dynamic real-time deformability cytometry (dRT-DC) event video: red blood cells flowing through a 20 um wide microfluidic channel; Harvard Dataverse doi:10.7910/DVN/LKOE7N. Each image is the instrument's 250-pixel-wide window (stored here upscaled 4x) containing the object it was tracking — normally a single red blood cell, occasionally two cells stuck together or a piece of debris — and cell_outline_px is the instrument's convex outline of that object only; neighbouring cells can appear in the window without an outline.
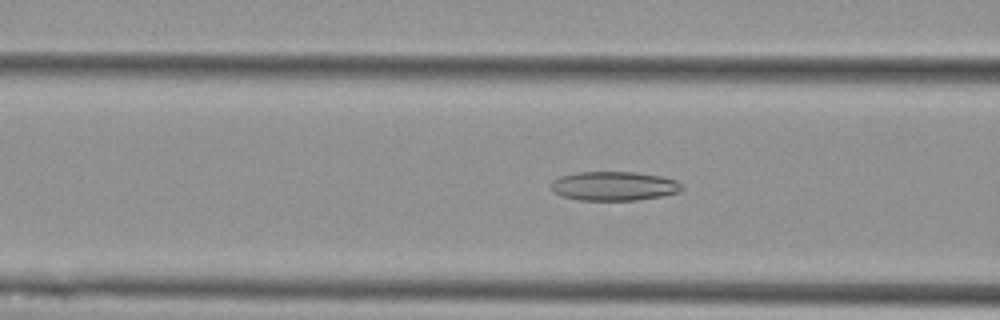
{"species": "Egyptian fruit bat (a non-hibernating species)", "species_latin": "Rousettus aegyptiacus", "temperature_condition": "cold", "stored_images_in_passage": 51, "camera_frame_rate_fps": 3000, "um_per_image_px": 0.085, "animal": {"sex": "female"}, "frame": {"image": 1, "passage_image": 21, "time_ms": 6.667, "image_size_px": [1000, 320], "cell_outline_px": [[684, 188], [680, 192], [664, 196], [636, 200], [580, 200], [560, 196], [552, 188], [552, 180], [560, 176], [576, 172], [636, 172], [660, 176], [676, 180]], "centroid_in_image_um": [52.21, 15.81], "position_along_channel_um": 114.4, "area_um2": 22.25}}
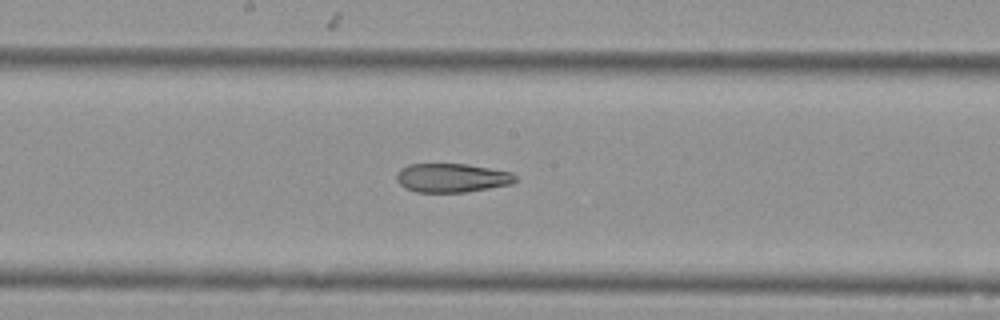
{"frame": {"image": 2, "passage_image": 29, "time_ms": 9.333, "image_size_px": [1000, 320], "cell_outline_px": [[516, 180], [512, 184], [468, 192], [416, 192], [404, 188], [396, 180], [396, 172], [400, 168], [408, 164], [468, 164], [512, 172], [516, 176]], "centroid_in_image_um": [38.39, 15.12], "position_along_channel_um": 209.8, "area_um2": 20.23}}
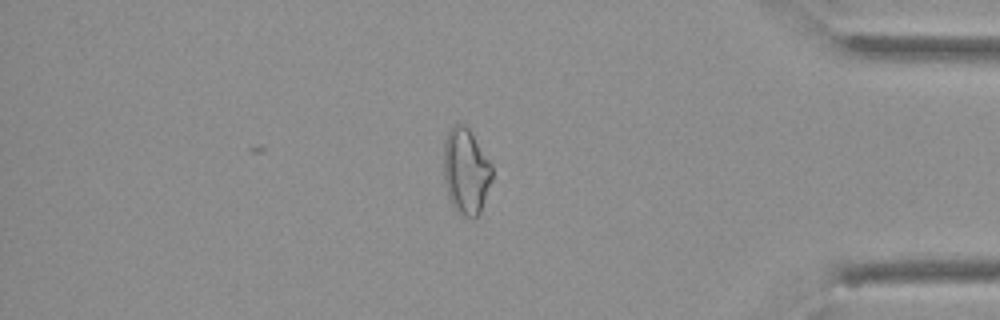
{"frame": {"image": 3, "passage_image": 47, "time_ms": 15.333, "image_size_px": [1000, 320], "cell_outline_px": [[492, 180], [480, 212], [472, 220], [468, 220], [456, 212], [448, 196], [444, 180], [444, 144], [448, 132], [452, 124], [464, 124], [468, 128], [492, 164]], "centroid_in_image_um": [39.6, 14.6], "position_along_channel_um": 395.6, "area_um2": 24.39}, "authors_computed_cell_mechanics": {"area_um2": 22.8888, "velocity_mm_per_s": 3.5864, "shape_relaxation_time_tau1_ms": null, "shape_relaxation_time_tau2_ms": 4.8364, "deformation_change_tau1": null, "deformation_change_tau2": 0.1359}}